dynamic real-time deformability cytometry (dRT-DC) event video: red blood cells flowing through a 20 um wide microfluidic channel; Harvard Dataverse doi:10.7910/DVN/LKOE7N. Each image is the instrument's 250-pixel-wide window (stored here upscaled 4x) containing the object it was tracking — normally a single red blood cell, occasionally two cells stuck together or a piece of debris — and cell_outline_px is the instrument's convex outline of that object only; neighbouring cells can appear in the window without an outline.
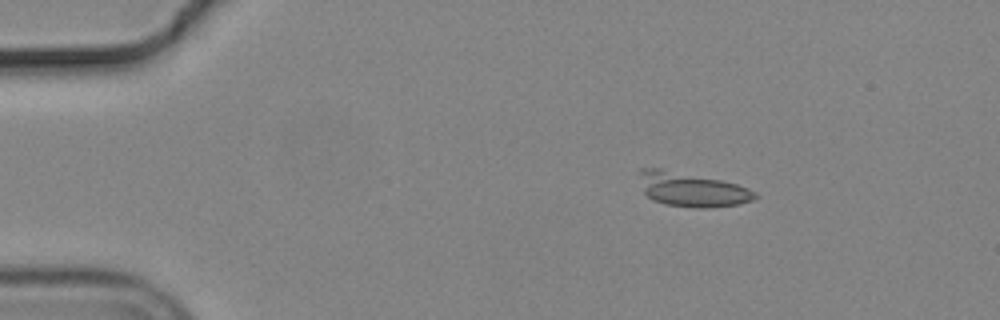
{"species": "common noctule bat (a hibernating species)", "species_latin": "Nyctalus noctula", "temperature_condition": "cold", "stored_images_in_passage": 48, "camera_frame_rate_fps": 3000, "um_per_image_px": 0.085, "animal": {"sex": "male", "body_mass_g": 19.2, "forearm_length_mm": 51.8}, "frame": {"image": 1, "passage_image": 1, "time_ms": 0.0, "image_size_px": [1000, 320], "cell_outline_px": [[760, 196], [752, 200], [740, 204], [704, 208], [696, 208], [664, 204], [652, 200], [644, 192], [640, 172], [640, 168], [660, 168], [720, 180], [736, 184], [748, 188], [756, 192]], "centroid_in_image_um": [58.83, 16.12], "position_along_channel_um": 26.2, "area_um2": 22.83}}
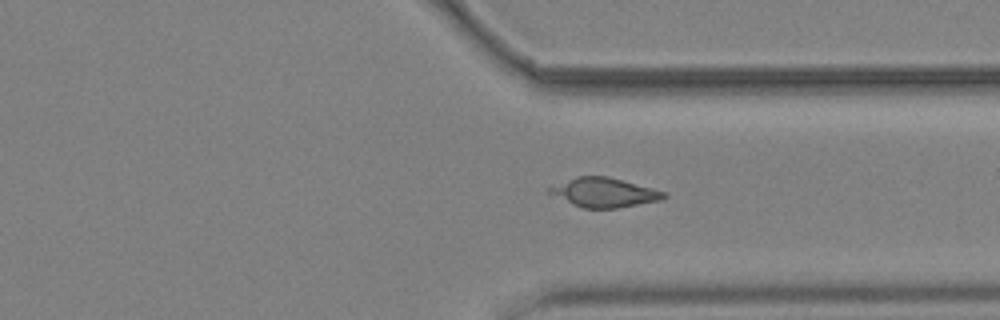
{"frame": {"image": 2, "passage_image": 34, "time_ms": 11.0, "image_size_px": [1000, 320], "cell_outline_px": [[668, 196], [660, 200], [616, 208], [584, 208], [572, 204], [544, 192], [544, 188], [576, 176], [608, 176], [668, 192]], "centroid_in_image_um": [51.29, 16.35], "position_along_channel_um": 360.1, "area_um2": 19.77}}
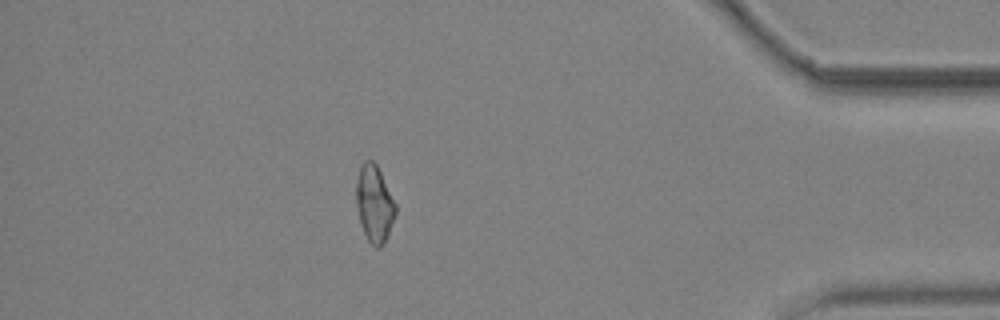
{"frame": {"image": 3, "passage_image": 41, "time_ms": 13.333, "image_size_px": [1000, 320], "cell_outline_px": [[396, 212], [388, 236], [384, 244], [380, 248], [376, 248], [368, 240], [364, 232], [360, 220], [356, 204], [356, 184], [360, 168], [364, 160], [372, 160], [376, 164], [396, 204]], "centroid_in_image_um": [31.83, 17.34], "position_along_channel_um": 403.4, "area_um2": 17.4}}